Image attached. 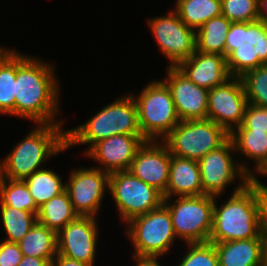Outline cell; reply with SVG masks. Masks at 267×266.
<instances>
[{"instance_id":"cell-1","label":"cell","mask_w":267,"mask_h":266,"mask_svg":"<svg viewBox=\"0 0 267 266\" xmlns=\"http://www.w3.org/2000/svg\"><path fill=\"white\" fill-rule=\"evenodd\" d=\"M23 54V55H22ZM16 51L15 117L36 124L63 123L59 113V82L46 60Z\"/></svg>"},{"instance_id":"cell-2","label":"cell","mask_w":267,"mask_h":266,"mask_svg":"<svg viewBox=\"0 0 267 266\" xmlns=\"http://www.w3.org/2000/svg\"><path fill=\"white\" fill-rule=\"evenodd\" d=\"M214 200L210 243L265 237L261 230L260 205L255 189L241 182L218 208Z\"/></svg>"},{"instance_id":"cell-3","label":"cell","mask_w":267,"mask_h":266,"mask_svg":"<svg viewBox=\"0 0 267 266\" xmlns=\"http://www.w3.org/2000/svg\"><path fill=\"white\" fill-rule=\"evenodd\" d=\"M62 124H35L37 127L0 160V177L24 180L43 169L48 159L66 150V130H62Z\"/></svg>"},{"instance_id":"cell-4","label":"cell","mask_w":267,"mask_h":266,"mask_svg":"<svg viewBox=\"0 0 267 266\" xmlns=\"http://www.w3.org/2000/svg\"><path fill=\"white\" fill-rule=\"evenodd\" d=\"M119 134L142 135L137 105L127 93L104 106L84 124L66 130V150L77 144H90L86 153L98 141Z\"/></svg>"},{"instance_id":"cell-5","label":"cell","mask_w":267,"mask_h":266,"mask_svg":"<svg viewBox=\"0 0 267 266\" xmlns=\"http://www.w3.org/2000/svg\"><path fill=\"white\" fill-rule=\"evenodd\" d=\"M225 57L231 77L267 64V23L232 22L226 35Z\"/></svg>"},{"instance_id":"cell-6","label":"cell","mask_w":267,"mask_h":266,"mask_svg":"<svg viewBox=\"0 0 267 266\" xmlns=\"http://www.w3.org/2000/svg\"><path fill=\"white\" fill-rule=\"evenodd\" d=\"M130 94L137 105L139 127L146 141L163 140L181 121L171 91L162 80L149 82L137 96Z\"/></svg>"},{"instance_id":"cell-7","label":"cell","mask_w":267,"mask_h":266,"mask_svg":"<svg viewBox=\"0 0 267 266\" xmlns=\"http://www.w3.org/2000/svg\"><path fill=\"white\" fill-rule=\"evenodd\" d=\"M219 196L199 195L163 198L168 208L176 239L187 243H205L209 241L212 230L213 206Z\"/></svg>"},{"instance_id":"cell-8","label":"cell","mask_w":267,"mask_h":266,"mask_svg":"<svg viewBox=\"0 0 267 266\" xmlns=\"http://www.w3.org/2000/svg\"><path fill=\"white\" fill-rule=\"evenodd\" d=\"M230 134L212 120L180 121L163 139L171 155L199 161L210 151L218 149Z\"/></svg>"},{"instance_id":"cell-9","label":"cell","mask_w":267,"mask_h":266,"mask_svg":"<svg viewBox=\"0 0 267 266\" xmlns=\"http://www.w3.org/2000/svg\"><path fill=\"white\" fill-rule=\"evenodd\" d=\"M126 234L134 247L133 255L163 256L170 252L175 233L168 208L162 203L157 209L125 223Z\"/></svg>"},{"instance_id":"cell-10","label":"cell","mask_w":267,"mask_h":266,"mask_svg":"<svg viewBox=\"0 0 267 266\" xmlns=\"http://www.w3.org/2000/svg\"><path fill=\"white\" fill-rule=\"evenodd\" d=\"M108 191L115 201L123 223L157 209L163 203V195L157 189L129 171L110 173Z\"/></svg>"},{"instance_id":"cell-11","label":"cell","mask_w":267,"mask_h":266,"mask_svg":"<svg viewBox=\"0 0 267 266\" xmlns=\"http://www.w3.org/2000/svg\"><path fill=\"white\" fill-rule=\"evenodd\" d=\"M234 153L235 147L229 138L218 149L210 151L198 161L203 195L220 196L224 194L227 185L238 178L239 182H249L251 169L245 161L238 163L233 158Z\"/></svg>"},{"instance_id":"cell-12","label":"cell","mask_w":267,"mask_h":266,"mask_svg":"<svg viewBox=\"0 0 267 266\" xmlns=\"http://www.w3.org/2000/svg\"><path fill=\"white\" fill-rule=\"evenodd\" d=\"M148 26L160 52L170 61L168 66L176 67L196 52V31L184 24L174 9L150 18Z\"/></svg>"},{"instance_id":"cell-13","label":"cell","mask_w":267,"mask_h":266,"mask_svg":"<svg viewBox=\"0 0 267 266\" xmlns=\"http://www.w3.org/2000/svg\"><path fill=\"white\" fill-rule=\"evenodd\" d=\"M70 173L69 179L65 182V190L68 192L74 211L79 216L96 217L105 190L109 188L110 174L93 166L78 169L73 167Z\"/></svg>"},{"instance_id":"cell-14","label":"cell","mask_w":267,"mask_h":266,"mask_svg":"<svg viewBox=\"0 0 267 266\" xmlns=\"http://www.w3.org/2000/svg\"><path fill=\"white\" fill-rule=\"evenodd\" d=\"M247 104L240 77H231L224 84L208 91L207 119L222 126L230 134L242 125Z\"/></svg>"},{"instance_id":"cell-15","label":"cell","mask_w":267,"mask_h":266,"mask_svg":"<svg viewBox=\"0 0 267 266\" xmlns=\"http://www.w3.org/2000/svg\"><path fill=\"white\" fill-rule=\"evenodd\" d=\"M93 216H78L57 233V253L94 266L98 223Z\"/></svg>"},{"instance_id":"cell-16","label":"cell","mask_w":267,"mask_h":266,"mask_svg":"<svg viewBox=\"0 0 267 266\" xmlns=\"http://www.w3.org/2000/svg\"><path fill=\"white\" fill-rule=\"evenodd\" d=\"M166 69L167 76L162 81L171 91L179 119H207L209 90L190 81L176 67L167 66Z\"/></svg>"},{"instance_id":"cell-17","label":"cell","mask_w":267,"mask_h":266,"mask_svg":"<svg viewBox=\"0 0 267 266\" xmlns=\"http://www.w3.org/2000/svg\"><path fill=\"white\" fill-rule=\"evenodd\" d=\"M146 142L143 135L119 134L95 143L85 156L100 163L102 171H128L138 149Z\"/></svg>"},{"instance_id":"cell-18","label":"cell","mask_w":267,"mask_h":266,"mask_svg":"<svg viewBox=\"0 0 267 266\" xmlns=\"http://www.w3.org/2000/svg\"><path fill=\"white\" fill-rule=\"evenodd\" d=\"M171 154L161 141H146L138 149L128 171L164 195L169 180Z\"/></svg>"},{"instance_id":"cell-19","label":"cell","mask_w":267,"mask_h":266,"mask_svg":"<svg viewBox=\"0 0 267 266\" xmlns=\"http://www.w3.org/2000/svg\"><path fill=\"white\" fill-rule=\"evenodd\" d=\"M176 68L196 85L208 90L224 84L231 78L226 57L220 54L196 51Z\"/></svg>"},{"instance_id":"cell-20","label":"cell","mask_w":267,"mask_h":266,"mask_svg":"<svg viewBox=\"0 0 267 266\" xmlns=\"http://www.w3.org/2000/svg\"><path fill=\"white\" fill-rule=\"evenodd\" d=\"M203 195L198 161L171 155L169 180L163 198Z\"/></svg>"},{"instance_id":"cell-21","label":"cell","mask_w":267,"mask_h":266,"mask_svg":"<svg viewBox=\"0 0 267 266\" xmlns=\"http://www.w3.org/2000/svg\"><path fill=\"white\" fill-rule=\"evenodd\" d=\"M264 238L214 243L219 266H262Z\"/></svg>"},{"instance_id":"cell-22","label":"cell","mask_w":267,"mask_h":266,"mask_svg":"<svg viewBox=\"0 0 267 266\" xmlns=\"http://www.w3.org/2000/svg\"><path fill=\"white\" fill-rule=\"evenodd\" d=\"M18 245L23 256L44 258L52 264L57 254V233L36 222Z\"/></svg>"},{"instance_id":"cell-23","label":"cell","mask_w":267,"mask_h":266,"mask_svg":"<svg viewBox=\"0 0 267 266\" xmlns=\"http://www.w3.org/2000/svg\"><path fill=\"white\" fill-rule=\"evenodd\" d=\"M239 152L256 164L252 177L267 163V133L254 130H233L229 137ZM255 171V172H253Z\"/></svg>"},{"instance_id":"cell-24","label":"cell","mask_w":267,"mask_h":266,"mask_svg":"<svg viewBox=\"0 0 267 266\" xmlns=\"http://www.w3.org/2000/svg\"><path fill=\"white\" fill-rule=\"evenodd\" d=\"M78 216L73 209L68 192L64 190L39 207L37 223L58 233Z\"/></svg>"},{"instance_id":"cell-25","label":"cell","mask_w":267,"mask_h":266,"mask_svg":"<svg viewBox=\"0 0 267 266\" xmlns=\"http://www.w3.org/2000/svg\"><path fill=\"white\" fill-rule=\"evenodd\" d=\"M232 22L220 15L205 22L196 31V51L225 56L226 35Z\"/></svg>"},{"instance_id":"cell-26","label":"cell","mask_w":267,"mask_h":266,"mask_svg":"<svg viewBox=\"0 0 267 266\" xmlns=\"http://www.w3.org/2000/svg\"><path fill=\"white\" fill-rule=\"evenodd\" d=\"M175 4L180 19L195 31L211 18L221 15V0H176Z\"/></svg>"},{"instance_id":"cell-27","label":"cell","mask_w":267,"mask_h":266,"mask_svg":"<svg viewBox=\"0 0 267 266\" xmlns=\"http://www.w3.org/2000/svg\"><path fill=\"white\" fill-rule=\"evenodd\" d=\"M24 181L38 208L65 190V182L63 183L62 178L45 167L35 171Z\"/></svg>"},{"instance_id":"cell-28","label":"cell","mask_w":267,"mask_h":266,"mask_svg":"<svg viewBox=\"0 0 267 266\" xmlns=\"http://www.w3.org/2000/svg\"><path fill=\"white\" fill-rule=\"evenodd\" d=\"M16 50L0 58V114L15 115Z\"/></svg>"},{"instance_id":"cell-29","label":"cell","mask_w":267,"mask_h":266,"mask_svg":"<svg viewBox=\"0 0 267 266\" xmlns=\"http://www.w3.org/2000/svg\"><path fill=\"white\" fill-rule=\"evenodd\" d=\"M0 203L37 216L39 208L32 198L24 180H11L0 177Z\"/></svg>"},{"instance_id":"cell-30","label":"cell","mask_w":267,"mask_h":266,"mask_svg":"<svg viewBox=\"0 0 267 266\" xmlns=\"http://www.w3.org/2000/svg\"><path fill=\"white\" fill-rule=\"evenodd\" d=\"M1 219L7 237L5 241L18 243L37 222V216L7 205H1Z\"/></svg>"},{"instance_id":"cell-31","label":"cell","mask_w":267,"mask_h":266,"mask_svg":"<svg viewBox=\"0 0 267 266\" xmlns=\"http://www.w3.org/2000/svg\"><path fill=\"white\" fill-rule=\"evenodd\" d=\"M240 79L247 102L259 107H267V64L247 71Z\"/></svg>"},{"instance_id":"cell-32","label":"cell","mask_w":267,"mask_h":266,"mask_svg":"<svg viewBox=\"0 0 267 266\" xmlns=\"http://www.w3.org/2000/svg\"><path fill=\"white\" fill-rule=\"evenodd\" d=\"M221 15L231 22L257 21L258 0H221Z\"/></svg>"},{"instance_id":"cell-33","label":"cell","mask_w":267,"mask_h":266,"mask_svg":"<svg viewBox=\"0 0 267 266\" xmlns=\"http://www.w3.org/2000/svg\"><path fill=\"white\" fill-rule=\"evenodd\" d=\"M188 252L177 266H219V258L215 244L187 243Z\"/></svg>"},{"instance_id":"cell-34","label":"cell","mask_w":267,"mask_h":266,"mask_svg":"<svg viewBox=\"0 0 267 266\" xmlns=\"http://www.w3.org/2000/svg\"><path fill=\"white\" fill-rule=\"evenodd\" d=\"M234 130H254L267 133V107L248 103L242 125Z\"/></svg>"},{"instance_id":"cell-35","label":"cell","mask_w":267,"mask_h":266,"mask_svg":"<svg viewBox=\"0 0 267 266\" xmlns=\"http://www.w3.org/2000/svg\"><path fill=\"white\" fill-rule=\"evenodd\" d=\"M23 258L18 243L0 242V266H18Z\"/></svg>"},{"instance_id":"cell-36","label":"cell","mask_w":267,"mask_h":266,"mask_svg":"<svg viewBox=\"0 0 267 266\" xmlns=\"http://www.w3.org/2000/svg\"><path fill=\"white\" fill-rule=\"evenodd\" d=\"M249 184L255 189L260 205V221L262 233L267 236V185L254 176L249 179Z\"/></svg>"},{"instance_id":"cell-37","label":"cell","mask_w":267,"mask_h":266,"mask_svg":"<svg viewBox=\"0 0 267 266\" xmlns=\"http://www.w3.org/2000/svg\"><path fill=\"white\" fill-rule=\"evenodd\" d=\"M52 266H91V265L65 257L57 253L52 261Z\"/></svg>"},{"instance_id":"cell-38","label":"cell","mask_w":267,"mask_h":266,"mask_svg":"<svg viewBox=\"0 0 267 266\" xmlns=\"http://www.w3.org/2000/svg\"><path fill=\"white\" fill-rule=\"evenodd\" d=\"M18 266H52V264L44 258L23 256Z\"/></svg>"},{"instance_id":"cell-39","label":"cell","mask_w":267,"mask_h":266,"mask_svg":"<svg viewBox=\"0 0 267 266\" xmlns=\"http://www.w3.org/2000/svg\"><path fill=\"white\" fill-rule=\"evenodd\" d=\"M132 258L135 259L136 266H161L157 260L159 256L132 255Z\"/></svg>"},{"instance_id":"cell-40","label":"cell","mask_w":267,"mask_h":266,"mask_svg":"<svg viewBox=\"0 0 267 266\" xmlns=\"http://www.w3.org/2000/svg\"><path fill=\"white\" fill-rule=\"evenodd\" d=\"M259 20L267 23V0H258Z\"/></svg>"},{"instance_id":"cell-41","label":"cell","mask_w":267,"mask_h":266,"mask_svg":"<svg viewBox=\"0 0 267 266\" xmlns=\"http://www.w3.org/2000/svg\"><path fill=\"white\" fill-rule=\"evenodd\" d=\"M267 266V236L264 238V245H263V265Z\"/></svg>"},{"instance_id":"cell-42","label":"cell","mask_w":267,"mask_h":266,"mask_svg":"<svg viewBox=\"0 0 267 266\" xmlns=\"http://www.w3.org/2000/svg\"><path fill=\"white\" fill-rule=\"evenodd\" d=\"M259 175L267 176V163L263 166V168L258 172Z\"/></svg>"},{"instance_id":"cell-43","label":"cell","mask_w":267,"mask_h":266,"mask_svg":"<svg viewBox=\"0 0 267 266\" xmlns=\"http://www.w3.org/2000/svg\"><path fill=\"white\" fill-rule=\"evenodd\" d=\"M7 50H8L7 48L4 49V46H0V58L3 56V54H4Z\"/></svg>"}]
</instances>
